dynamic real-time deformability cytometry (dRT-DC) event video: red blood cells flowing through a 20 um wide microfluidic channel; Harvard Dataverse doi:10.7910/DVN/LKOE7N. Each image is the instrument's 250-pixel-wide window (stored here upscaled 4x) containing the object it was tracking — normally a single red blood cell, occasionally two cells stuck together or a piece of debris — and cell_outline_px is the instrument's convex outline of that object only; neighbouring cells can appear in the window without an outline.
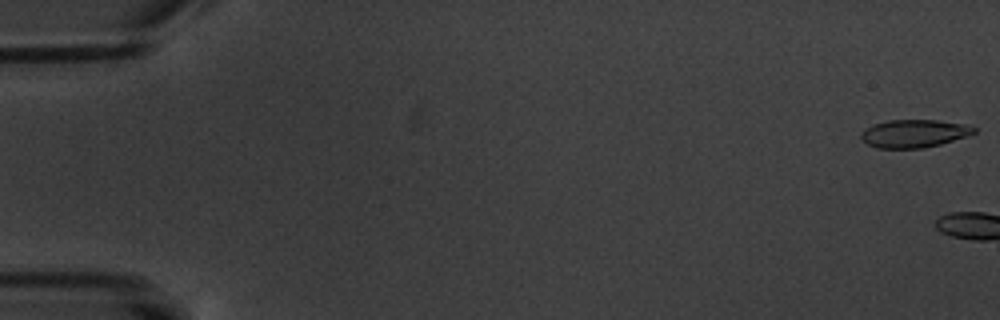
{"species": "common noctule bat (a hibernating species)", "species_latin": "Nyctalus noctula", "temperature_condition": "warm", "stored_images_in_passage": 9, "camera_frame_rate_fps": 3000, "um_per_image_px": 0.085, "animal": {"sex": "male", "body_mass_g": 20.1, "forearm_length_mm": 53.5}, "frame": {"image": 1, "passage_image": 1, "time_ms": 0.0, "image_size_px": [1000, 320], "cell_outline_px": [[976, 132], [968, 136], [940, 144], [924, 148], [880, 148], [868, 144], [860, 136], [860, 132], [872, 124], [888, 120], [940, 120], [968, 124], [976, 128]], "centroid_in_image_um": [77.73, 11.33], "position_along_channel_um": 7.3, "area_um2": 18.5}}
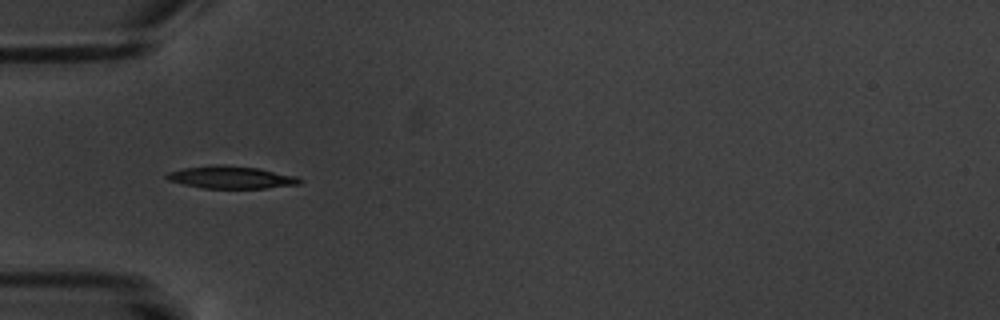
{"frame": {"image": 2, "passage_image": 6, "time_ms": 7.333, "image_size_px": [1000, 320], "cell_outline_px": [[304, 180], [300, 184], [268, 188], [204, 188], [184, 184], [168, 180], [164, 176], [168, 172], [184, 168], [216, 164], [224, 164], [256, 168], [296, 176]], "centroid_in_image_um": [19.65, 15.07], "position_along_channel_um": 65.4, "area_um2": 17.34}}